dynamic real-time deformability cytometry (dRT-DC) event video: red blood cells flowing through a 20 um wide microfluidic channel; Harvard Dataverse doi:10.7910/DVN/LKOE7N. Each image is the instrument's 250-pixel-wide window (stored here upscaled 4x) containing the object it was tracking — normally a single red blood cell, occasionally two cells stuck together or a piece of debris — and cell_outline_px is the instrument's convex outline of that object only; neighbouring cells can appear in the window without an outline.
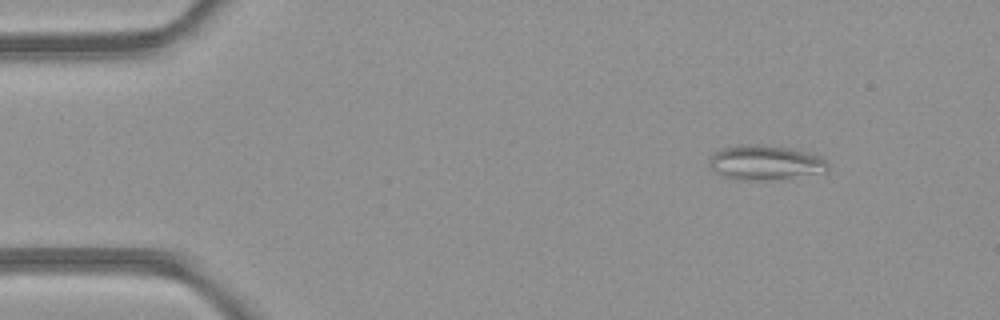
{"species": "common noctule bat (a hibernating species)", "species_latin": "Nyctalus noctula", "temperature_condition": "room temperature", "stored_images_in_passage": 5, "camera_frame_rate_fps": 3000, "um_per_image_px": 0.085, "animal": {"sex": "female", "body_mass_g": 21.9}, "frame": {"image": 1, "passage_image": 2, "time_ms": 1.0, "image_size_px": [1000, 320], "cell_outline_px": [[828, 168], [812, 172], [776, 180], [728, 180], [716, 172], [708, 164], [708, 160], [712, 152], [720, 148], [740, 144], [760, 144], [788, 148], [808, 152], [820, 156], [828, 164]], "centroid_in_image_um": [64.88, 13.8], "position_along_channel_um": 20.1, "area_um2": 23.93}}